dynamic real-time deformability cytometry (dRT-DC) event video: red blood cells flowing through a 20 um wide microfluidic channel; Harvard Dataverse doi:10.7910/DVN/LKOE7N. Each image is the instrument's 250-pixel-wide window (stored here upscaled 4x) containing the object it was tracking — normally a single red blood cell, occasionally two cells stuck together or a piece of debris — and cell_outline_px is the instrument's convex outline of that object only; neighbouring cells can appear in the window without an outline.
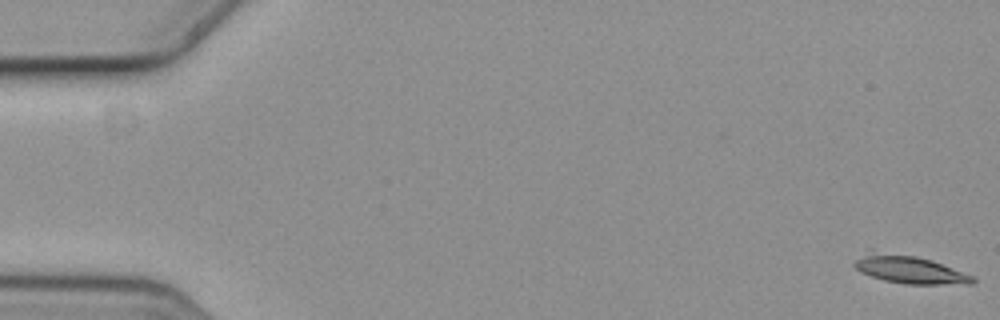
{"species": "common noctule bat (a hibernating species)", "species_latin": "Nyctalus noctula", "temperature_condition": "cold", "stored_images_in_passage": 6, "camera_frame_rate_fps": 3000, "um_per_image_px": 0.085, "animal": {"sex": "female", "body_mass_g": 19.3, "forearm_length_mm": 54.1}, "frame": {"image": 1, "passage_image": 1, "time_ms": 0.0, "image_size_px": [1000, 320], "cell_outline_px": [[976, 280], [972, 284], [904, 284], [884, 280], [860, 272], [852, 264], [868, 248], [872, 248], [916, 256], [932, 260], [976, 276]], "centroid_in_image_um": [77.27, 22.87], "position_along_channel_um": 7.7, "area_um2": 19.88}}